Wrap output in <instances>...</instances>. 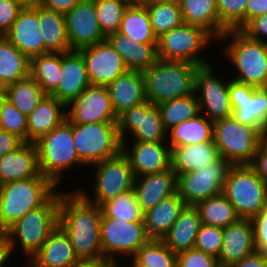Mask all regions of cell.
<instances>
[{"label": "cell", "mask_w": 267, "mask_h": 267, "mask_svg": "<svg viewBox=\"0 0 267 267\" xmlns=\"http://www.w3.org/2000/svg\"><path fill=\"white\" fill-rule=\"evenodd\" d=\"M101 206L90 203L78 191L60 193L59 226L67 234L79 260L103 258Z\"/></svg>", "instance_id": "6da1fadb"}, {"label": "cell", "mask_w": 267, "mask_h": 267, "mask_svg": "<svg viewBox=\"0 0 267 267\" xmlns=\"http://www.w3.org/2000/svg\"><path fill=\"white\" fill-rule=\"evenodd\" d=\"M119 33L138 43H157L146 6L130 4L125 10Z\"/></svg>", "instance_id": "8d00e7d4"}, {"label": "cell", "mask_w": 267, "mask_h": 267, "mask_svg": "<svg viewBox=\"0 0 267 267\" xmlns=\"http://www.w3.org/2000/svg\"><path fill=\"white\" fill-rule=\"evenodd\" d=\"M186 204L178 193L144 213V234L148 241H163Z\"/></svg>", "instance_id": "484cf974"}, {"label": "cell", "mask_w": 267, "mask_h": 267, "mask_svg": "<svg viewBox=\"0 0 267 267\" xmlns=\"http://www.w3.org/2000/svg\"><path fill=\"white\" fill-rule=\"evenodd\" d=\"M263 137L255 127L241 124L233 116L213 123L214 143L220 157L231 165H250Z\"/></svg>", "instance_id": "ba28073f"}, {"label": "cell", "mask_w": 267, "mask_h": 267, "mask_svg": "<svg viewBox=\"0 0 267 267\" xmlns=\"http://www.w3.org/2000/svg\"><path fill=\"white\" fill-rule=\"evenodd\" d=\"M5 37L29 59L50 52L42 38L39 5L23 8Z\"/></svg>", "instance_id": "ffe728a7"}, {"label": "cell", "mask_w": 267, "mask_h": 267, "mask_svg": "<svg viewBox=\"0 0 267 267\" xmlns=\"http://www.w3.org/2000/svg\"><path fill=\"white\" fill-rule=\"evenodd\" d=\"M40 174L35 143L24 142L18 149L0 158V185L29 179Z\"/></svg>", "instance_id": "d4e9b609"}, {"label": "cell", "mask_w": 267, "mask_h": 267, "mask_svg": "<svg viewBox=\"0 0 267 267\" xmlns=\"http://www.w3.org/2000/svg\"><path fill=\"white\" fill-rule=\"evenodd\" d=\"M215 39L203 27L183 24L157 38V56L163 60L182 61L198 66L210 64L198 52Z\"/></svg>", "instance_id": "30bf717a"}, {"label": "cell", "mask_w": 267, "mask_h": 267, "mask_svg": "<svg viewBox=\"0 0 267 267\" xmlns=\"http://www.w3.org/2000/svg\"><path fill=\"white\" fill-rule=\"evenodd\" d=\"M62 52H49L30 59V76L46 95H51L61 78Z\"/></svg>", "instance_id": "d590c367"}, {"label": "cell", "mask_w": 267, "mask_h": 267, "mask_svg": "<svg viewBox=\"0 0 267 267\" xmlns=\"http://www.w3.org/2000/svg\"><path fill=\"white\" fill-rule=\"evenodd\" d=\"M133 190L141 210L145 213L177 193V175L171 167L163 172L135 177Z\"/></svg>", "instance_id": "cb8c5ba5"}, {"label": "cell", "mask_w": 267, "mask_h": 267, "mask_svg": "<svg viewBox=\"0 0 267 267\" xmlns=\"http://www.w3.org/2000/svg\"><path fill=\"white\" fill-rule=\"evenodd\" d=\"M74 145L80 161L93 165L122 150L117 122L73 123Z\"/></svg>", "instance_id": "9c48e42d"}, {"label": "cell", "mask_w": 267, "mask_h": 267, "mask_svg": "<svg viewBox=\"0 0 267 267\" xmlns=\"http://www.w3.org/2000/svg\"><path fill=\"white\" fill-rule=\"evenodd\" d=\"M117 127L121 143L126 141V132L132 133L134 140L140 142H165L168 133L163 126L158 105L148 100L120 114Z\"/></svg>", "instance_id": "9a60e30c"}, {"label": "cell", "mask_w": 267, "mask_h": 267, "mask_svg": "<svg viewBox=\"0 0 267 267\" xmlns=\"http://www.w3.org/2000/svg\"><path fill=\"white\" fill-rule=\"evenodd\" d=\"M78 261L67 234L58 226L29 262L36 267H72Z\"/></svg>", "instance_id": "f1b7e54d"}, {"label": "cell", "mask_w": 267, "mask_h": 267, "mask_svg": "<svg viewBox=\"0 0 267 267\" xmlns=\"http://www.w3.org/2000/svg\"><path fill=\"white\" fill-rule=\"evenodd\" d=\"M57 185L41 173L0 185V230L6 231L29 211L44 205Z\"/></svg>", "instance_id": "7a4b0ae2"}, {"label": "cell", "mask_w": 267, "mask_h": 267, "mask_svg": "<svg viewBox=\"0 0 267 267\" xmlns=\"http://www.w3.org/2000/svg\"><path fill=\"white\" fill-rule=\"evenodd\" d=\"M78 51L84 59L91 85L108 86L128 71L122 57L107 40Z\"/></svg>", "instance_id": "d6986e66"}, {"label": "cell", "mask_w": 267, "mask_h": 267, "mask_svg": "<svg viewBox=\"0 0 267 267\" xmlns=\"http://www.w3.org/2000/svg\"><path fill=\"white\" fill-rule=\"evenodd\" d=\"M223 228L201 224L196 236L194 248L218 257L223 242Z\"/></svg>", "instance_id": "c3c4849f"}, {"label": "cell", "mask_w": 267, "mask_h": 267, "mask_svg": "<svg viewBox=\"0 0 267 267\" xmlns=\"http://www.w3.org/2000/svg\"><path fill=\"white\" fill-rule=\"evenodd\" d=\"M7 85L0 79V98L6 96Z\"/></svg>", "instance_id": "e7e4bbea"}, {"label": "cell", "mask_w": 267, "mask_h": 267, "mask_svg": "<svg viewBox=\"0 0 267 267\" xmlns=\"http://www.w3.org/2000/svg\"><path fill=\"white\" fill-rule=\"evenodd\" d=\"M201 225L195 206L186 205L164 237V244L175 254L193 249Z\"/></svg>", "instance_id": "1f68e13d"}, {"label": "cell", "mask_w": 267, "mask_h": 267, "mask_svg": "<svg viewBox=\"0 0 267 267\" xmlns=\"http://www.w3.org/2000/svg\"><path fill=\"white\" fill-rule=\"evenodd\" d=\"M129 5L124 0H95L99 25L106 37L119 31L125 10Z\"/></svg>", "instance_id": "f6af8a7d"}, {"label": "cell", "mask_w": 267, "mask_h": 267, "mask_svg": "<svg viewBox=\"0 0 267 267\" xmlns=\"http://www.w3.org/2000/svg\"><path fill=\"white\" fill-rule=\"evenodd\" d=\"M232 165L220 157L217 161L200 167L199 170L177 176V193L186 205L195 206L198 202L223 193V185Z\"/></svg>", "instance_id": "7c38bea8"}, {"label": "cell", "mask_w": 267, "mask_h": 267, "mask_svg": "<svg viewBox=\"0 0 267 267\" xmlns=\"http://www.w3.org/2000/svg\"><path fill=\"white\" fill-rule=\"evenodd\" d=\"M18 4H20L23 8L26 7H35L39 5L40 0H14Z\"/></svg>", "instance_id": "be15d7a7"}, {"label": "cell", "mask_w": 267, "mask_h": 267, "mask_svg": "<svg viewBox=\"0 0 267 267\" xmlns=\"http://www.w3.org/2000/svg\"><path fill=\"white\" fill-rule=\"evenodd\" d=\"M98 267H119L116 259H98Z\"/></svg>", "instance_id": "6125c7cd"}, {"label": "cell", "mask_w": 267, "mask_h": 267, "mask_svg": "<svg viewBox=\"0 0 267 267\" xmlns=\"http://www.w3.org/2000/svg\"><path fill=\"white\" fill-rule=\"evenodd\" d=\"M40 173L56 185L61 182V172L74 165H84L77 154L73 139V123L65 119L35 142Z\"/></svg>", "instance_id": "8992f818"}, {"label": "cell", "mask_w": 267, "mask_h": 267, "mask_svg": "<svg viewBox=\"0 0 267 267\" xmlns=\"http://www.w3.org/2000/svg\"><path fill=\"white\" fill-rule=\"evenodd\" d=\"M11 243L9 240L8 233L0 230V267H5L6 261L12 255Z\"/></svg>", "instance_id": "91938a15"}, {"label": "cell", "mask_w": 267, "mask_h": 267, "mask_svg": "<svg viewBox=\"0 0 267 267\" xmlns=\"http://www.w3.org/2000/svg\"><path fill=\"white\" fill-rule=\"evenodd\" d=\"M163 143L135 141L131 151L126 148V142L122 143V152L128 158L135 177L171 168V148Z\"/></svg>", "instance_id": "7402d4cb"}, {"label": "cell", "mask_w": 267, "mask_h": 267, "mask_svg": "<svg viewBox=\"0 0 267 267\" xmlns=\"http://www.w3.org/2000/svg\"><path fill=\"white\" fill-rule=\"evenodd\" d=\"M197 68L193 63L158 58L150 68L142 71L146 99L159 105L194 94Z\"/></svg>", "instance_id": "3957f363"}, {"label": "cell", "mask_w": 267, "mask_h": 267, "mask_svg": "<svg viewBox=\"0 0 267 267\" xmlns=\"http://www.w3.org/2000/svg\"><path fill=\"white\" fill-rule=\"evenodd\" d=\"M101 246L103 259L115 260V254L134 257L148 242L144 234L143 221H122L101 216Z\"/></svg>", "instance_id": "4fadbf2b"}, {"label": "cell", "mask_w": 267, "mask_h": 267, "mask_svg": "<svg viewBox=\"0 0 267 267\" xmlns=\"http://www.w3.org/2000/svg\"><path fill=\"white\" fill-rule=\"evenodd\" d=\"M223 194L242 219H252L267 205V182L250 165H232Z\"/></svg>", "instance_id": "5b68a950"}, {"label": "cell", "mask_w": 267, "mask_h": 267, "mask_svg": "<svg viewBox=\"0 0 267 267\" xmlns=\"http://www.w3.org/2000/svg\"><path fill=\"white\" fill-rule=\"evenodd\" d=\"M31 266L30 267H36L32 262L29 263Z\"/></svg>", "instance_id": "89a4df30"}, {"label": "cell", "mask_w": 267, "mask_h": 267, "mask_svg": "<svg viewBox=\"0 0 267 267\" xmlns=\"http://www.w3.org/2000/svg\"><path fill=\"white\" fill-rule=\"evenodd\" d=\"M180 7L185 24L203 27L216 40H219L216 0H181Z\"/></svg>", "instance_id": "836d02e7"}, {"label": "cell", "mask_w": 267, "mask_h": 267, "mask_svg": "<svg viewBox=\"0 0 267 267\" xmlns=\"http://www.w3.org/2000/svg\"><path fill=\"white\" fill-rule=\"evenodd\" d=\"M92 166L97 168L94 173V197L90 200L87 193L77 190L90 203L101 206L119 194L133 190L135 175L122 150L114 157L99 161Z\"/></svg>", "instance_id": "8fae6325"}, {"label": "cell", "mask_w": 267, "mask_h": 267, "mask_svg": "<svg viewBox=\"0 0 267 267\" xmlns=\"http://www.w3.org/2000/svg\"><path fill=\"white\" fill-rule=\"evenodd\" d=\"M251 221L254 229L256 249L260 254L267 257V205Z\"/></svg>", "instance_id": "816d5d0a"}, {"label": "cell", "mask_w": 267, "mask_h": 267, "mask_svg": "<svg viewBox=\"0 0 267 267\" xmlns=\"http://www.w3.org/2000/svg\"><path fill=\"white\" fill-rule=\"evenodd\" d=\"M64 18L71 50H79L106 40L97 18L95 0H82L64 14Z\"/></svg>", "instance_id": "ac0fdd59"}, {"label": "cell", "mask_w": 267, "mask_h": 267, "mask_svg": "<svg viewBox=\"0 0 267 267\" xmlns=\"http://www.w3.org/2000/svg\"><path fill=\"white\" fill-rule=\"evenodd\" d=\"M0 129L15 134L27 142V116L5 97L1 98Z\"/></svg>", "instance_id": "7dc6e473"}, {"label": "cell", "mask_w": 267, "mask_h": 267, "mask_svg": "<svg viewBox=\"0 0 267 267\" xmlns=\"http://www.w3.org/2000/svg\"><path fill=\"white\" fill-rule=\"evenodd\" d=\"M91 85L84 59L78 50L62 53V70L56 90L51 94L66 106Z\"/></svg>", "instance_id": "603a6c76"}, {"label": "cell", "mask_w": 267, "mask_h": 267, "mask_svg": "<svg viewBox=\"0 0 267 267\" xmlns=\"http://www.w3.org/2000/svg\"><path fill=\"white\" fill-rule=\"evenodd\" d=\"M106 40L122 57L128 70L145 71L158 59L157 43H138L119 32L109 34Z\"/></svg>", "instance_id": "f546056e"}, {"label": "cell", "mask_w": 267, "mask_h": 267, "mask_svg": "<svg viewBox=\"0 0 267 267\" xmlns=\"http://www.w3.org/2000/svg\"><path fill=\"white\" fill-rule=\"evenodd\" d=\"M24 141L6 130L0 129V158L18 149Z\"/></svg>", "instance_id": "11a10c76"}, {"label": "cell", "mask_w": 267, "mask_h": 267, "mask_svg": "<svg viewBox=\"0 0 267 267\" xmlns=\"http://www.w3.org/2000/svg\"><path fill=\"white\" fill-rule=\"evenodd\" d=\"M195 207L199 212L201 224L204 225L224 228L240 219L235 208L223 193L202 200Z\"/></svg>", "instance_id": "f35d334b"}, {"label": "cell", "mask_w": 267, "mask_h": 267, "mask_svg": "<svg viewBox=\"0 0 267 267\" xmlns=\"http://www.w3.org/2000/svg\"><path fill=\"white\" fill-rule=\"evenodd\" d=\"M39 22L45 47L50 52L70 51L64 14L39 5Z\"/></svg>", "instance_id": "74e56055"}, {"label": "cell", "mask_w": 267, "mask_h": 267, "mask_svg": "<svg viewBox=\"0 0 267 267\" xmlns=\"http://www.w3.org/2000/svg\"><path fill=\"white\" fill-rule=\"evenodd\" d=\"M107 88L117 116L147 100L141 71L128 70L112 81Z\"/></svg>", "instance_id": "4316f807"}, {"label": "cell", "mask_w": 267, "mask_h": 267, "mask_svg": "<svg viewBox=\"0 0 267 267\" xmlns=\"http://www.w3.org/2000/svg\"><path fill=\"white\" fill-rule=\"evenodd\" d=\"M30 76V59L5 36H0V79L12 84Z\"/></svg>", "instance_id": "e575fe53"}, {"label": "cell", "mask_w": 267, "mask_h": 267, "mask_svg": "<svg viewBox=\"0 0 267 267\" xmlns=\"http://www.w3.org/2000/svg\"><path fill=\"white\" fill-rule=\"evenodd\" d=\"M240 31L251 39L267 43V13L248 21Z\"/></svg>", "instance_id": "f5cc1de1"}, {"label": "cell", "mask_w": 267, "mask_h": 267, "mask_svg": "<svg viewBox=\"0 0 267 267\" xmlns=\"http://www.w3.org/2000/svg\"><path fill=\"white\" fill-rule=\"evenodd\" d=\"M23 7L14 0H0V36H5Z\"/></svg>", "instance_id": "f907efd6"}, {"label": "cell", "mask_w": 267, "mask_h": 267, "mask_svg": "<svg viewBox=\"0 0 267 267\" xmlns=\"http://www.w3.org/2000/svg\"><path fill=\"white\" fill-rule=\"evenodd\" d=\"M129 4H141L144 0H124Z\"/></svg>", "instance_id": "003e7915"}, {"label": "cell", "mask_w": 267, "mask_h": 267, "mask_svg": "<svg viewBox=\"0 0 267 267\" xmlns=\"http://www.w3.org/2000/svg\"><path fill=\"white\" fill-rule=\"evenodd\" d=\"M230 39L225 55L238 69L233 80L256 88H267V43L251 39L240 30H228L219 39Z\"/></svg>", "instance_id": "277c9868"}, {"label": "cell", "mask_w": 267, "mask_h": 267, "mask_svg": "<svg viewBox=\"0 0 267 267\" xmlns=\"http://www.w3.org/2000/svg\"><path fill=\"white\" fill-rule=\"evenodd\" d=\"M82 0H40L39 5L45 9L66 14Z\"/></svg>", "instance_id": "9f6ffc18"}, {"label": "cell", "mask_w": 267, "mask_h": 267, "mask_svg": "<svg viewBox=\"0 0 267 267\" xmlns=\"http://www.w3.org/2000/svg\"><path fill=\"white\" fill-rule=\"evenodd\" d=\"M65 107L55 97L46 95L27 116V142L35 143L67 119Z\"/></svg>", "instance_id": "83f0119b"}, {"label": "cell", "mask_w": 267, "mask_h": 267, "mask_svg": "<svg viewBox=\"0 0 267 267\" xmlns=\"http://www.w3.org/2000/svg\"><path fill=\"white\" fill-rule=\"evenodd\" d=\"M164 128L168 131L173 126L195 118L200 114L199 103L194 94L169 100L158 105Z\"/></svg>", "instance_id": "b9f144b4"}, {"label": "cell", "mask_w": 267, "mask_h": 267, "mask_svg": "<svg viewBox=\"0 0 267 267\" xmlns=\"http://www.w3.org/2000/svg\"><path fill=\"white\" fill-rule=\"evenodd\" d=\"M69 107L71 108L66 114L71 123L90 124L118 120L107 86L89 85L66 108Z\"/></svg>", "instance_id": "e0dca14e"}, {"label": "cell", "mask_w": 267, "mask_h": 267, "mask_svg": "<svg viewBox=\"0 0 267 267\" xmlns=\"http://www.w3.org/2000/svg\"><path fill=\"white\" fill-rule=\"evenodd\" d=\"M212 67L210 64L198 66L195 74L194 92L195 95H198L196 97L200 113L214 122L232 117L233 109L229 98V81L224 83L219 80L213 74Z\"/></svg>", "instance_id": "2e32d148"}, {"label": "cell", "mask_w": 267, "mask_h": 267, "mask_svg": "<svg viewBox=\"0 0 267 267\" xmlns=\"http://www.w3.org/2000/svg\"><path fill=\"white\" fill-rule=\"evenodd\" d=\"M177 267H220L217 257L195 248L177 254Z\"/></svg>", "instance_id": "681fc988"}, {"label": "cell", "mask_w": 267, "mask_h": 267, "mask_svg": "<svg viewBox=\"0 0 267 267\" xmlns=\"http://www.w3.org/2000/svg\"><path fill=\"white\" fill-rule=\"evenodd\" d=\"M223 242L219 256L220 267H233L257 251L251 219H242L223 228Z\"/></svg>", "instance_id": "44dd1931"}, {"label": "cell", "mask_w": 267, "mask_h": 267, "mask_svg": "<svg viewBox=\"0 0 267 267\" xmlns=\"http://www.w3.org/2000/svg\"><path fill=\"white\" fill-rule=\"evenodd\" d=\"M233 267H267V257L256 251L245 257L241 262L236 263Z\"/></svg>", "instance_id": "680465c9"}, {"label": "cell", "mask_w": 267, "mask_h": 267, "mask_svg": "<svg viewBox=\"0 0 267 267\" xmlns=\"http://www.w3.org/2000/svg\"><path fill=\"white\" fill-rule=\"evenodd\" d=\"M267 13V0H248L246 7V23Z\"/></svg>", "instance_id": "6f0895ef"}, {"label": "cell", "mask_w": 267, "mask_h": 267, "mask_svg": "<svg viewBox=\"0 0 267 267\" xmlns=\"http://www.w3.org/2000/svg\"><path fill=\"white\" fill-rule=\"evenodd\" d=\"M46 96L37 82L28 76L25 79L7 85L6 96L21 113L28 116Z\"/></svg>", "instance_id": "60d3db41"}, {"label": "cell", "mask_w": 267, "mask_h": 267, "mask_svg": "<svg viewBox=\"0 0 267 267\" xmlns=\"http://www.w3.org/2000/svg\"><path fill=\"white\" fill-rule=\"evenodd\" d=\"M156 38L184 24L180 4L159 0H144Z\"/></svg>", "instance_id": "ab89813d"}, {"label": "cell", "mask_w": 267, "mask_h": 267, "mask_svg": "<svg viewBox=\"0 0 267 267\" xmlns=\"http://www.w3.org/2000/svg\"><path fill=\"white\" fill-rule=\"evenodd\" d=\"M219 158L220 154L214 140L171 149V167L177 176L197 171Z\"/></svg>", "instance_id": "4dcf8cb0"}, {"label": "cell", "mask_w": 267, "mask_h": 267, "mask_svg": "<svg viewBox=\"0 0 267 267\" xmlns=\"http://www.w3.org/2000/svg\"><path fill=\"white\" fill-rule=\"evenodd\" d=\"M229 98L233 117L241 124L255 127L267 135V88H256L231 78Z\"/></svg>", "instance_id": "5bb4252c"}, {"label": "cell", "mask_w": 267, "mask_h": 267, "mask_svg": "<svg viewBox=\"0 0 267 267\" xmlns=\"http://www.w3.org/2000/svg\"><path fill=\"white\" fill-rule=\"evenodd\" d=\"M213 121L201 113L195 118L188 119L169 129L171 140L168 146L179 147L184 145H194L213 140Z\"/></svg>", "instance_id": "d6a6232c"}, {"label": "cell", "mask_w": 267, "mask_h": 267, "mask_svg": "<svg viewBox=\"0 0 267 267\" xmlns=\"http://www.w3.org/2000/svg\"><path fill=\"white\" fill-rule=\"evenodd\" d=\"M59 202L60 192L56 191L44 205L29 211L6 230L12 252L17 238L30 259L41 249L49 235L59 226Z\"/></svg>", "instance_id": "52a82bcc"}, {"label": "cell", "mask_w": 267, "mask_h": 267, "mask_svg": "<svg viewBox=\"0 0 267 267\" xmlns=\"http://www.w3.org/2000/svg\"><path fill=\"white\" fill-rule=\"evenodd\" d=\"M72 267H98V259H95V260H79Z\"/></svg>", "instance_id": "94428289"}, {"label": "cell", "mask_w": 267, "mask_h": 267, "mask_svg": "<svg viewBox=\"0 0 267 267\" xmlns=\"http://www.w3.org/2000/svg\"><path fill=\"white\" fill-rule=\"evenodd\" d=\"M133 264L131 267H149V265L140 263L135 257H133Z\"/></svg>", "instance_id": "03108f58"}, {"label": "cell", "mask_w": 267, "mask_h": 267, "mask_svg": "<svg viewBox=\"0 0 267 267\" xmlns=\"http://www.w3.org/2000/svg\"><path fill=\"white\" fill-rule=\"evenodd\" d=\"M159 1L172 2V3H177V4H180V2H181V0H159Z\"/></svg>", "instance_id": "a7ac6f4b"}, {"label": "cell", "mask_w": 267, "mask_h": 267, "mask_svg": "<svg viewBox=\"0 0 267 267\" xmlns=\"http://www.w3.org/2000/svg\"><path fill=\"white\" fill-rule=\"evenodd\" d=\"M248 0H216L219 38L228 30H240L246 24Z\"/></svg>", "instance_id": "ee69618b"}, {"label": "cell", "mask_w": 267, "mask_h": 267, "mask_svg": "<svg viewBox=\"0 0 267 267\" xmlns=\"http://www.w3.org/2000/svg\"><path fill=\"white\" fill-rule=\"evenodd\" d=\"M105 217L122 221H143L144 212L141 210L134 190L119 194L101 205Z\"/></svg>", "instance_id": "7bdbcfd3"}, {"label": "cell", "mask_w": 267, "mask_h": 267, "mask_svg": "<svg viewBox=\"0 0 267 267\" xmlns=\"http://www.w3.org/2000/svg\"><path fill=\"white\" fill-rule=\"evenodd\" d=\"M134 257L149 267H177V254L173 253L163 241H148Z\"/></svg>", "instance_id": "bcb514c9"}, {"label": "cell", "mask_w": 267, "mask_h": 267, "mask_svg": "<svg viewBox=\"0 0 267 267\" xmlns=\"http://www.w3.org/2000/svg\"><path fill=\"white\" fill-rule=\"evenodd\" d=\"M250 166L267 182V136L261 139Z\"/></svg>", "instance_id": "db71d44e"}]
</instances>
